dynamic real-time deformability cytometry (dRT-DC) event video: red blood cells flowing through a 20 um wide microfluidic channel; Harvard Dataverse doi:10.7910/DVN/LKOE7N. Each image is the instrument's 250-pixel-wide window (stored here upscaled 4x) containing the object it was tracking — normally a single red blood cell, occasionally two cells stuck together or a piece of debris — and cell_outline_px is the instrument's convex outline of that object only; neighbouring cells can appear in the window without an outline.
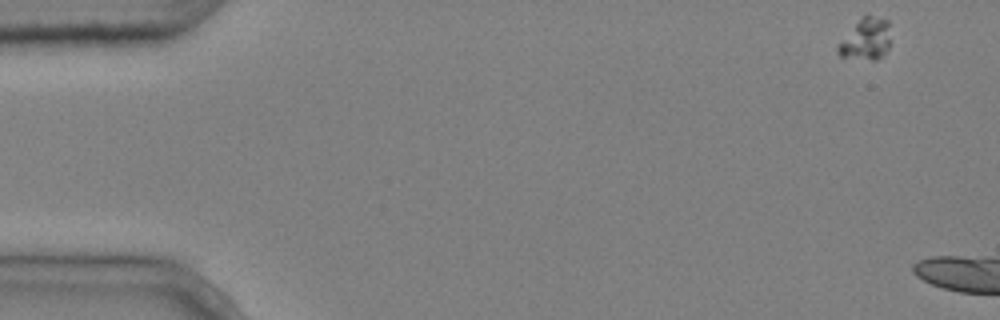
{"species": "common noctule bat (a hibernating species)", "species_latin": "Nyctalus noctula", "temperature_condition": "cold", "stored_images_in_passage": 6, "camera_frame_rate_fps": 3000, "um_per_image_px": 0.085, "animal": {"sex": "male", "body_mass_g": 20.4}, "frame": {"image": 1, "passage_image": 1, "time_ms": 0.0, "image_size_px": [1000, 320], "cell_outline_px": [[888, 48], [884, 56], [876, 60], [872, 60], [840, 56], [836, 52], [836, 48], [856, 24], [868, 12], [888, 20]], "centroid_in_image_um": [73.63, 3.33], "position_along_channel_um": 11.4, "area_um2": 12.48}}
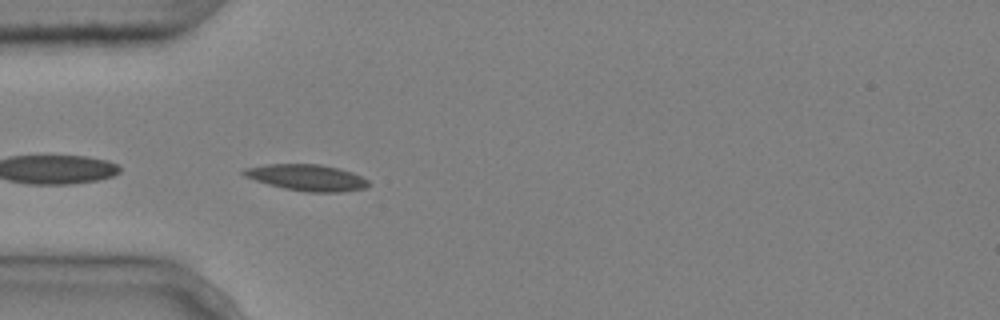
{"frame": {"image": 2, "passage_image": 6, "time_ms": 1.667, "image_size_px": [1000, 320], "cell_outline_px": [[372, 184], [364, 188], [340, 192], [308, 192], [284, 188], [268, 184], [244, 176], [240, 172], [244, 168], [268, 164], [320, 164], [340, 168], [352, 172], [368, 180]], "centroid_in_image_um": [26.09, 15.09], "position_along_channel_um": 58.9, "area_um2": 19.13}}